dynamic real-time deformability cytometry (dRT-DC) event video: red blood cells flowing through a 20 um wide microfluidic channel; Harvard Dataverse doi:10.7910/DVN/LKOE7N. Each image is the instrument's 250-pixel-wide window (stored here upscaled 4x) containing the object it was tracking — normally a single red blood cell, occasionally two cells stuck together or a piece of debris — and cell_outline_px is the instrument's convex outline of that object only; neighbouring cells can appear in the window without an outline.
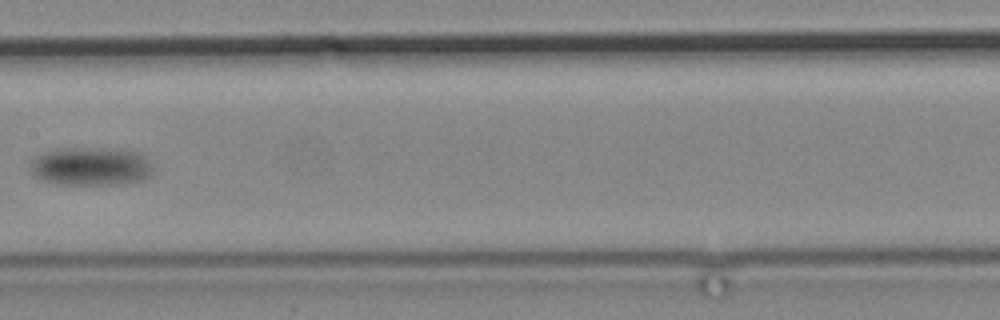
{"species": "common noctule bat (a hibernating species)", "species_latin": "Nyctalus noctula", "temperature_condition": "cold", "stored_images_in_passage": 18, "camera_frame_rate_fps": 3000, "um_per_image_px": 0.085, "animal": {"sex": "male", "body_mass_g": 19.2, "forearm_length_mm": 51.8}, "frame": {"image": 1, "passage_image": 16, "time_ms": 19.0, "image_size_px": [1000, 320], "cell_outline_px": [[152, 176], [140, 180], [124, 184], [56, 184], [44, 180], [36, 176], [32, 172], [32, 160], [36, 156], [56, 148], [116, 148], [140, 152], [148, 156], [152, 168]], "centroid_in_image_um": [7.8, 14.12], "position_along_channel_um": 199.6, "area_um2": 27.69}}
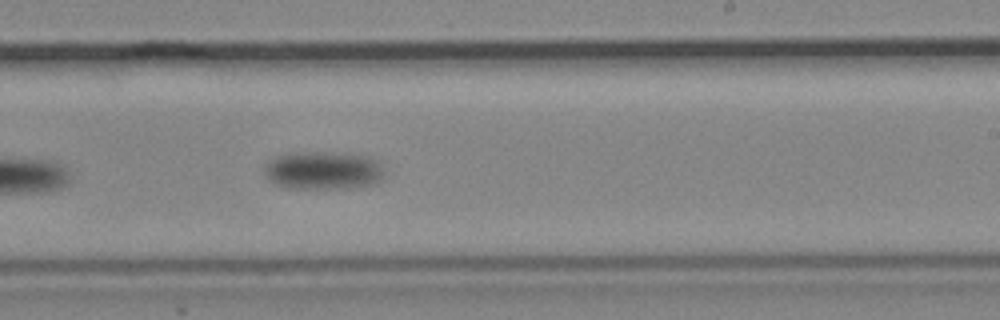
{"frame": {"image": 2, "passage_image": 18, "time_ms": 21.333, "image_size_px": [1000, 320], "cell_outline_px": [[380, 176], [376, 180], [368, 184], [340, 188], [288, 188], [276, 184], [268, 180], [264, 172], [264, 164], [276, 156], [292, 152], [328, 152], [368, 156], [376, 160], [380, 172]], "centroid_in_image_um": [27.31, 14.47], "position_along_channel_um": 261.7, "area_um2": 26.01}}